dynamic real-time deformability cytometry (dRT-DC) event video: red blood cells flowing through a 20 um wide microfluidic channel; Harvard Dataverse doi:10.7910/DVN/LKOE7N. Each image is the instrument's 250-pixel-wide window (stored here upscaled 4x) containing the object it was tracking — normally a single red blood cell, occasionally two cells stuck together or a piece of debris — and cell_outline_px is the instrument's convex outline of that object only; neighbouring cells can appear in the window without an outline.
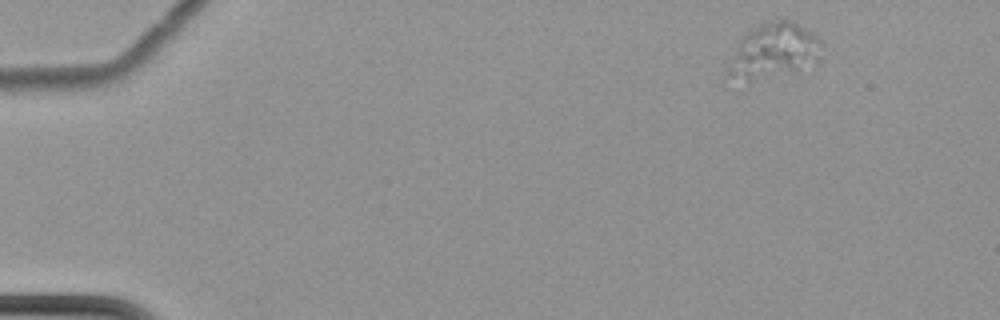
{"species": "common noctule bat (a hibernating species)", "species_latin": "Nyctalus noctula", "temperature_condition": "cold", "stored_images_in_passage": 10, "camera_frame_rate_fps": 3000, "um_per_image_px": 0.085, "animal": {"sex": "female", "body_mass_g": 22.7, "forearm_length_mm": 54.2}, "frame": {"image": 1, "passage_image": 1, "time_ms": 0.0, "image_size_px": [1000, 320], "cell_outline_px": [[824, 44], [820, 60], [816, 64], [796, 72], [748, 80], [732, 76], [728, 72], [728, 68], [740, 40], [748, 32], [772, 20], [792, 20], [812, 32]], "centroid_in_image_um": [65.91, 4.32], "position_along_channel_um": 19.1, "area_um2": 29.42}}
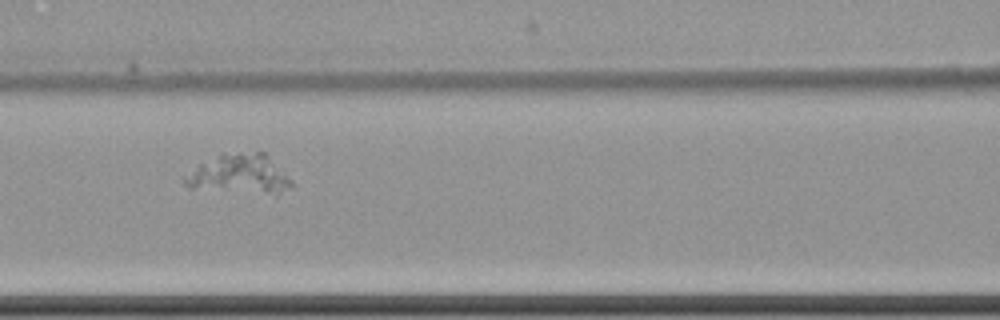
{"frame": {"image": 2, "passage_image": 6, "time_ms": 7.0, "image_size_px": [1000, 320], "cell_outline_px": [[292, 188], [276, 196], [188, 188], [180, 180], [180, 176], [220, 152], [264, 152], [292, 180]], "centroid_in_image_um": [20.31, 14.84], "position_along_channel_um": 146.3, "area_um2": 25.61}}
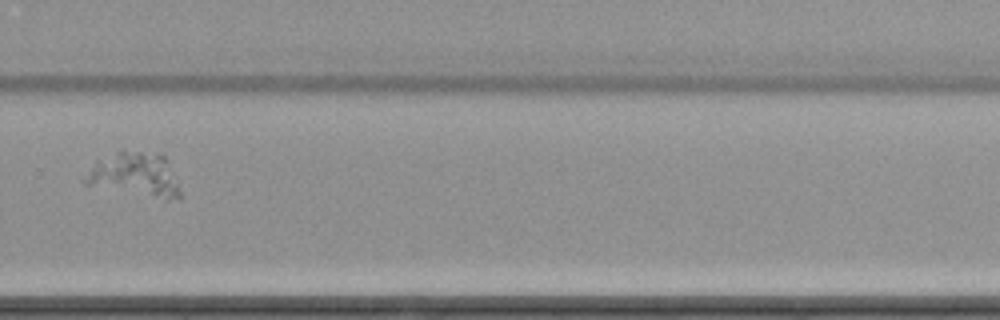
{"frame": {"image": 3, "passage_image": 10, "time_ms": 12.0, "image_size_px": [1000, 320], "cell_outline_px": [[180, 200], [168, 200], [84, 184], [80, 180], [96, 160], [120, 148], [164, 156], [180, 192]], "centroid_in_image_um": [11.37, 14.83], "position_along_channel_um": 318.4, "area_um2": 24.33}}